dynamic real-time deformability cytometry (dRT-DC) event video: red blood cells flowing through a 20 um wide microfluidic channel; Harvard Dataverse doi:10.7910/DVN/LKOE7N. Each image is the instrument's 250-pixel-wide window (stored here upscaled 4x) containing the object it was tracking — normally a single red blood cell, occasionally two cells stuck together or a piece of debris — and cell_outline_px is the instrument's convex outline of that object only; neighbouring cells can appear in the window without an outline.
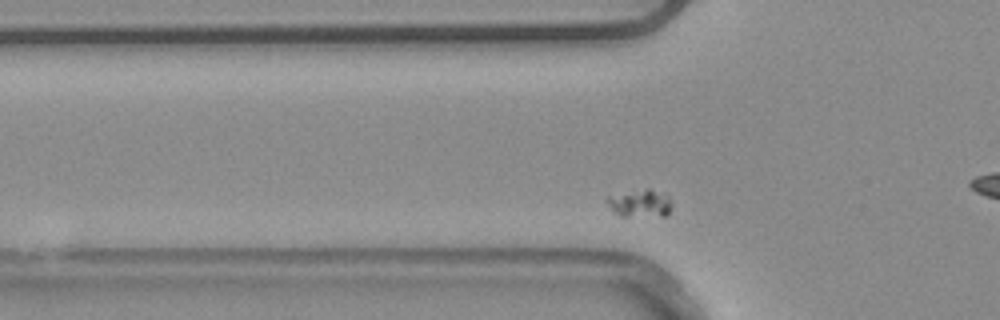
{"species": "common noctule bat (a hibernating species)", "species_latin": "Nyctalus noctula", "temperature_condition": "warm", "stored_images_in_passage": 41, "segment_of_instrument_passage": [2, 2], "camera_frame_rate_fps": 3000, "um_per_image_px": 0.085, "animal": {"sex": "male", "body_mass_g": 20.4}, "frame": {"image": 1, "passage_image": 12, "time_ms": 3.667, "image_size_px": [1000, 320], "cell_outline_px": [[668, 212], [664, 216], [620, 216], [604, 200], [604, 196], [648, 188], [668, 196]], "centroid_in_image_um": [54.31, 17.27], "position_along_channel_um": 71.5, "area_um2": 10.12}}
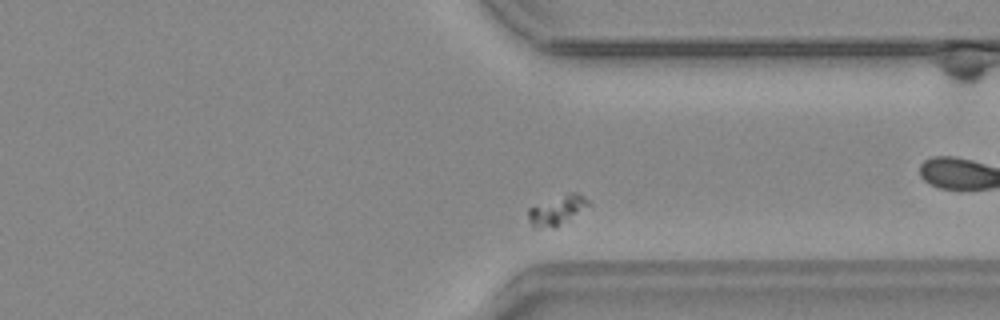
{"frame": {"image": 2, "passage_image": 37, "time_ms": 12.0, "image_size_px": [1000, 320], "cell_outline_px": [[592, 204], [556, 228], [532, 228], [528, 220], [528, 208], [568, 192], [580, 192]], "centroid_in_image_um": [47.36, 17.88], "position_along_channel_um": 364.0, "area_um2": 10.58}}